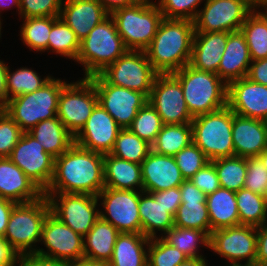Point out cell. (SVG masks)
<instances>
[{"mask_svg": "<svg viewBox=\"0 0 267 266\" xmlns=\"http://www.w3.org/2000/svg\"><path fill=\"white\" fill-rule=\"evenodd\" d=\"M105 188L104 154L75 143L54 159V174L43 193H78L97 196Z\"/></svg>", "mask_w": 267, "mask_h": 266, "instance_id": "obj_1", "label": "cell"}, {"mask_svg": "<svg viewBox=\"0 0 267 266\" xmlns=\"http://www.w3.org/2000/svg\"><path fill=\"white\" fill-rule=\"evenodd\" d=\"M194 35V21L164 18L145 50L153 68L159 74H169L189 64Z\"/></svg>", "mask_w": 267, "mask_h": 266, "instance_id": "obj_2", "label": "cell"}, {"mask_svg": "<svg viewBox=\"0 0 267 266\" xmlns=\"http://www.w3.org/2000/svg\"><path fill=\"white\" fill-rule=\"evenodd\" d=\"M171 74L180 82L193 118L227 106L228 85L217 74L195 69L189 64Z\"/></svg>", "mask_w": 267, "mask_h": 266, "instance_id": "obj_3", "label": "cell"}, {"mask_svg": "<svg viewBox=\"0 0 267 266\" xmlns=\"http://www.w3.org/2000/svg\"><path fill=\"white\" fill-rule=\"evenodd\" d=\"M117 32L127 50L145 51L152 42L164 16L155 1L139 0L134 5L113 11Z\"/></svg>", "mask_w": 267, "mask_h": 266, "instance_id": "obj_4", "label": "cell"}, {"mask_svg": "<svg viewBox=\"0 0 267 266\" xmlns=\"http://www.w3.org/2000/svg\"><path fill=\"white\" fill-rule=\"evenodd\" d=\"M126 51L115 22L109 15L80 41V50L75 62L83 66L84 78H90L100 74Z\"/></svg>", "mask_w": 267, "mask_h": 266, "instance_id": "obj_5", "label": "cell"}, {"mask_svg": "<svg viewBox=\"0 0 267 266\" xmlns=\"http://www.w3.org/2000/svg\"><path fill=\"white\" fill-rule=\"evenodd\" d=\"M66 84L52 76L40 89L16 96L2 108L23 132H28L39 122L57 116L59 95Z\"/></svg>", "mask_w": 267, "mask_h": 266, "instance_id": "obj_6", "label": "cell"}, {"mask_svg": "<svg viewBox=\"0 0 267 266\" xmlns=\"http://www.w3.org/2000/svg\"><path fill=\"white\" fill-rule=\"evenodd\" d=\"M51 212L48 198L43 195L36 201L17 203L9 216L4 239L19 255L36 253L41 240L42 226Z\"/></svg>", "mask_w": 267, "mask_h": 266, "instance_id": "obj_7", "label": "cell"}, {"mask_svg": "<svg viewBox=\"0 0 267 266\" xmlns=\"http://www.w3.org/2000/svg\"><path fill=\"white\" fill-rule=\"evenodd\" d=\"M191 124L193 143L204 152L209 161L235 156L232 139L233 111L228 106L194 117Z\"/></svg>", "mask_w": 267, "mask_h": 266, "instance_id": "obj_8", "label": "cell"}, {"mask_svg": "<svg viewBox=\"0 0 267 266\" xmlns=\"http://www.w3.org/2000/svg\"><path fill=\"white\" fill-rule=\"evenodd\" d=\"M97 104V92L89 78L67 82L59 95L57 117L75 136L85 125Z\"/></svg>", "mask_w": 267, "mask_h": 266, "instance_id": "obj_9", "label": "cell"}, {"mask_svg": "<svg viewBox=\"0 0 267 266\" xmlns=\"http://www.w3.org/2000/svg\"><path fill=\"white\" fill-rule=\"evenodd\" d=\"M159 73L153 68L145 51L127 50L100 75L110 84L139 91L149 97Z\"/></svg>", "mask_w": 267, "mask_h": 266, "instance_id": "obj_10", "label": "cell"}, {"mask_svg": "<svg viewBox=\"0 0 267 266\" xmlns=\"http://www.w3.org/2000/svg\"><path fill=\"white\" fill-rule=\"evenodd\" d=\"M51 213L74 232L84 237L100 218L97 196L78 193H43Z\"/></svg>", "mask_w": 267, "mask_h": 266, "instance_id": "obj_11", "label": "cell"}, {"mask_svg": "<svg viewBox=\"0 0 267 266\" xmlns=\"http://www.w3.org/2000/svg\"><path fill=\"white\" fill-rule=\"evenodd\" d=\"M253 0H205L195 20V32L239 31L252 12Z\"/></svg>", "mask_w": 267, "mask_h": 266, "instance_id": "obj_12", "label": "cell"}, {"mask_svg": "<svg viewBox=\"0 0 267 266\" xmlns=\"http://www.w3.org/2000/svg\"><path fill=\"white\" fill-rule=\"evenodd\" d=\"M97 199L103 207L99 211L101 219L110 222L120 233L142 234L139 191L105 187Z\"/></svg>", "mask_w": 267, "mask_h": 266, "instance_id": "obj_13", "label": "cell"}, {"mask_svg": "<svg viewBox=\"0 0 267 266\" xmlns=\"http://www.w3.org/2000/svg\"><path fill=\"white\" fill-rule=\"evenodd\" d=\"M89 79L95 86L98 103L121 128H128L138 111L148 102L144 93L110 84L100 74Z\"/></svg>", "mask_w": 267, "mask_h": 266, "instance_id": "obj_14", "label": "cell"}, {"mask_svg": "<svg viewBox=\"0 0 267 266\" xmlns=\"http://www.w3.org/2000/svg\"><path fill=\"white\" fill-rule=\"evenodd\" d=\"M209 249L229 264L255 263L257 233L255 226L238 225L211 232Z\"/></svg>", "mask_w": 267, "mask_h": 266, "instance_id": "obj_15", "label": "cell"}, {"mask_svg": "<svg viewBox=\"0 0 267 266\" xmlns=\"http://www.w3.org/2000/svg\"><path fill=\"white\" fill-rule=\"evenodd\" d=\"M40 242L47 250L39 246L36 251L38 255L68 263L84 258L83 237L62 223L51 212L43 223Z\"/></svg>", "mask_w": 267, "mask_h": 266, "instance_id": "obj_16", "label": "cell"}, {"mask_svg": "<svg viewBox=\"0 0 267 266\" xmlns=\"http://www.w3.org/2000/svg\"><path fill=\"white\" fill-rule=\"evenodd\" d=\"M43 192L54 174V157L29 132H23L9 156Z\"/></svg>", "mask_w": 267, "mask_h": 266, "instance_id": "obj_17", "label": "cell"}, {"mask_svg": "<svg viewBox=\"0 0 267 266\" xmlns=\"http://www.w3.org/2000/svg\"><path fill=\"white\" fill-rule=\"evenodd\" d=\"M164 124L191 123L180 82L171 74H158L148 97Z\"/></svg>", "mask_w": 267, "mask_h": 266, "instance_id": "obj_18", "label": "cell"}, {"mask_svg": "<svg viewBox=\"0 0 267 266\" xmlns=\"http://www.w3.org/2000/svg\"><path fill=\"white\" fill-rule=\"evenodd\" d=\"M122 128L98 103L82 129L74 136L76 145L83 149L108 154L113 150Z\"/></svg>", "mask_w": 267, "mask_h": 266, "instance_id": "obj_19", "label": "cell"}, {"mask_svg": "<svg viewBox=\"0 0 267 266\" xmlns=\"http://www.w3.org/2000/svg\"><path fill=\"white\" fill-rule=\"evenodd\" d=\"M227 106L237 115L267 118V86L244 77L228 84Z\"/></svg>", "mask_w": 267, "mask_h": 266, "instance_id": "obj_20", "label": "cell"}, {"mask_svg": "<svg viewBox=\"0 0 267 266\" xmlns=\"http://www.w3.org/2000/svg\"><path fill=\"white\" fill-rule=\"evenodd\" d=\"M143 191L158 192L179 187L185 179L174 156L160 155L150 151L141 163Z\"/></svg>", "mask_w": 267, "mask_h": 266, "instance_id": "obj_21", "label": "cell"}, {"mask_svg": "<svg viewBox=\"0 0 267 266\" xmlns=\"http://www.w3.org/2000/svg\"><path fill=\"white\" fill-rule=\"evenodd\" d=\"M110 14L97 0H65L60 18L73 30L79 41Z\"/></svg>", "mask_w": 267, "mask_h": 266, "instance_id": "obj_22", "label": "cell"}, {"mask_svg": "<svg viewBox=\"0 0 267 266\" xmlns=\"http://www.w3.org/2000/svg\"><path fill=\"white\" fill-rule=\"evenodd\" d=\"M43 191L9 157H0V197L16 203L38 200Z\"/></svg>", "mask_w": 267, "mask_h": 266, "instance_id": "obj_23", "label": "cell"}, {"mask_svg": "<svg viewBox=\"0 0 267 266\" xmlns=\"http://www.w3.org/2000/svg\"><path fill=\"white\" fill-rule=\"evenodd\" d=\"M232 139L235 156L257 157L267 147V126L263 120L233 112Z\"/></svg>", "mask_w": 267, "mask_h": 266, "instance_id": "obj_24", "label": "cell"}, {"mask_svg": "<svg viewBox=\"0 0 267 266\" xmlns=\"http://www.w3.org/2000/svg\"><path fill=\"white\" fill-rule=\"evenodd\" d=\"M251 62L249 48L242 32H229L218 68L219 78L228 85L232 81L247 77Z\"/></svg>", "mask_w": 267, "mask_h": 266, "instance_id": "obj_25", "label": "cell"}, {"mask_svg": "<svg viewBox=\"0 0 267 266\" xmlns=\"http://www.w3.org/2000/svg\"><path fill=\"white\" fill-rule=\"evenodd\" d=\"M228 32H195L189 65L217 74Z\"/></svg>", "mask_w": 267, "mask_h": 266, "instance_id": "obj_26", "label": "cell"}, {"mask_svg": "<svg viewBox=\"0 0 267 266\" xmlns=\"http://www.w3.org/2000/svg\"><path fill=\"white\" fill-rule=\"evenodd\" d=\"M104 183L117 190L143 191L141 164L104 154Z\"/></svg>", "mask_w": 267, "mask_h": 266, "instance_id": "obj_27", "label": "cell"}, {"mask_svg": "<svg viewBox=\"0 0 267 266\" xmlns=\"http://www.w3.org/2000/svg\"><path fill=\"white\" fill-rule=\"evenodd\" d=\"M138 208L142 234L145 237L157 238L158 231L162 232L159 237H163L174 227V216L167 211V208L160 201H156L151 193L139 191Z\"/></svg>", "mask_w": 267, "mask_h": 266, "instance_id": "obj_28", "label": "cell"}, {"mask_svg": "<svg viewBox=\"0 0 267 266\" xmlns=\"http://www.w3.org/2000/svg\"><path fill=\"white\" fill-rule=\"evenodd\" d=\"M120 232L110 223L99 218L83 237L84 258L108 263Z\"/></svg>", "mask_w": 267, "mask_h": 266, "instance_id": "obj_29", "label": "cell"}, {"mask_svg": "<svg viewBox=\"0 0 267 266\" xmlns=\"http://www.w3.org/2000/svg\"><path fill=\"white\" fill-rule=\"evenodd\" d=\"M206 204L211 232L240 225L236 192L220 187L207 195Z\"/></svg>", "mask_w": 267, "mask_h": 266, "instance_id": "obj_30", "label": "cell"}, {"mask_svg": "<svg viewBox=\"0 0 267 266\" xmlns=\"http://www.w3.org/2000/svg\"><path fill=\"white\" fill-rule=\"evenodd\" d=\"M28 132L54 158L66 152L75 143L74 136L57 116L39 122Z\"/></svg>", "mask_w": 267, "mask_h": 266, "instance_id": "obj_31", "label": "cell"}, {"mask_svg": "<svg viewBox=\"0 0 267 266\" xmlns=\"http://www.w3.org/2000/svg\"><path fill=\"white\" fill-rule=\"evenodd\" d=\"M149 240L143 234L120 233L108 266H147Z\"/></svg>", "mask_w": 267, "mask_h": 266, "instance_id": "obj_32", "label": "cell"}, {"mask_svg": "<svg viewBox=\"0 0 267 266\" xmlns=\"http://www.w3.org/2000/svg\"><path fill=\"white\" fill-rule=\"evenodd\" d=\"M193 142L192 124H164L151 150L160 155L175 156Z\"/></svg>", "mask_w": 267, "mask_h": 266, "instance_id": "obj_33", "label": "cell"}, {"mask_svg": "<svg viewBox=\"0 0 267 266\" xmlns=\"http://www.w3.org/2000/svg\"><path fill=\"white\" fill-rule=\"evenodd\" d=\"M167 243L186 254L188 258L205 257L199 248H209L210 237L198 229L172 227L163 237Z\"/></svg>", "mask_w": 267, "mask_h": 266, "instance_id": "obj_34", "label": "cell"}, {"mask_svg": "<svg viewBox=\"0 0 267 266\" xmlns=\"http://www.w3.org/2000/svg\"><path fill=\"white\" fill-rule=\"evenodd\" d=\"M240 225L261 226L267 223V205L264 195L242 188L236 192Z\"/></svg>", "mask_w": 267, "mask_h": 266, "instance_id": "obj_35", "label": "cell"}, {"mask_svg": "<svg viewBox=\"0 0 267 266\" xmlns=\"http://www.w3.org/2000/svg\"><path fill=\"white\" fill-rule=\"evenodd\" d=\"M59 17H35L22 19L21 40L31 49L42 54L48 52V38L53 23Z\"/></svg>", "mask_w": 267, "mask_h": 266, "instance_id": "obj_36", "label": "cell"}, {"mask_svg": "<svg viewBox=\"0 0 267 266\" xmlns=\"http://www.w3.org/2000/svg\"><path fill=\"white\" fill-rule=\"evenodd\" d=\"M212 162L222 188L237 192L244 187L247 174V158L233 156L218 158L212 160Z\"/></svg>", "mask_w": 267, "mask_h": 266, "instance_id": "obj_37", "label": "cell"}, {"mask_svg": "<svg viewBox=\"0 0 267 266\" xmlns=\"http://www.w3.org/2000/svg\"><path fill=\"white\" fill-rule=\"evenodd\" d=\"M151 151V145L139 138L129 128L118 133L111 155L136 164H141Z\"/></svg>", "mask_w": 267, "mask_h": 266, "instance_id": "obj_38", "label": "cell"}, {"mask_svg": "<svg viewBox=\"0 0 267 266\" xmlns=\"http://www.w3.org/2000/svg\"><path fill=\"white\" fill-rule=\"evenodd\" d=\"M59 54L74 62L80 50V41L73 30L59 17L52 25L48 38V52Z\"/></svg>", "mask_w": 267, "mask_h": 266, "instance_id": "obj_39", "label": "cell"}, {"mask_svg": "<svg viewBox=\"0 0 267 266\" xmlns=\"http://www.w3.org/2000/svg\"><path fill=\"white\" fill-rule=\"evenodd\" d=\"M10 70L8 66L6 78L7 102L16 96L32 93L40 89L52 77L47 75L42 79L39 73L27 67L17 68L13 72Z\"/></svg>", "mask_w": 267, "mask_h": 266, "instance_id": "obj_40", "label": "cell"}, {"mask_svg": "<svg viewBox=\"0 0 267 266\" xmlns=\"http://www.w3.org/2000/svg\"><path fill=\"white\" fill-rule=\"evenodd\" d=\"M240 31L245 37L252 61L267 58V28L253 11L247 16Z\"/></svg>", "mask_w": 267, "mask_h": 266, "instance_id": "obj_41", "label": "cell"}, {"mask_svg": "<svg viewBox=\"0 0 267 266\" xmlns=\"http://www.w3.org/2000/svg\"><path fill=\"white\" fill-rule=\"evenodd\" d=\"M174 226L198 229L210 237L211 226L207 204L181 202L174 216Z\"/></svg>", "mask_w": 267, "mask_h": 266, "instance_id": "obj_42", "label": "cell"}, {"mask_svg": "<svg viewBox=\"0 0 267 266\" xmlns=\"http://www.w3.org/2000/svg\"><path fill=\"white\" fill-rule=\"evenodd\" d=\"M164 123L156 109L147 102L137 113L132 124L128 127L139 138L144 139L150 145L162 129Z\"/></svg>", "mask_w": 267, "mask_h": 266, "instance_id": "obj_43", "label": "cell"}, {"mask_svg": "<svg viewBox=\"0 0 267 266\" xmlns=\"http://www.w3.org/2000/svg\"><path fill=\"white\" fill-rule=\"evenodd\" d=\"M188 256L174 248L162 237L149 240L147 266H178Z\"/></svg>", "mask_w": 267, "mask_h": 266, "instance_id": "obj_44", "label": "cell"}, {"mask_svg": "<svg viewBox=\"0 0 267 266\" xmlns=\"http://www.w3.org/2000/svg\"><path fill=\"white\" fill-rule=\"evenodd\" d=\"M175 162L185 180L193 177L209 160L193 142L174 156Z\"/></svg>", "mask_w": 267, "mask_h": 266, "instance_id": "obj_45", "label": "cell"}, {"mask_svg": "<svg viewBox=\"0 0 267 266\" xmlns=\"http://www.w3.org/2000/svg\"><path fill=\"white\" fill-rule=\"evenodd\" d=\"M205 0H158L155 2L167 19H188L194 21ZM199 9V10H198Z\"/></svg>", "mask_w": 267, "mask_h": 266, "instance_id": "obj_46", "label": "cell"}, {"mask_svg": "<svg viewBox=\"0 0 267 266\" xmlns=\"http://www.w3.org/2000/svg\"><path fill=\"white\" fill-rule=\"evenodd\" d=\"M64 0H20V19L59 17Z\"/></svg>", "mask_w": 267, "mask_h": 266, "instance_id": "obj_47", "label": "cell"}, {"mask_svg": "<svg viewBox=\"0 0 267 266\" xmlns=\"http://www.w3.org/2000/svg\"><path fill=\"white\" fill-rule=\"evenodd\" d=\"M23 131L18 124L0 108V157H9Z\"/></svg>", "mask_w": 267, "mask_h": 266, "instance_id": "obj_48", "label": "cell"}, {"mask_svg": "<svg viewBox=\"0 0 267 266\" xmlns=\"http://www.w3.org/2000/svg\"><path fill=\"white\" fill-rule=\"evenodd\" d=\"M267 185V169L258 157H247V174L244 187L256 194L264 195Z\"/></svg>", "mask_w": 267, "mask_h": 266, "instance_id": "obj_49", "label": "cell"}, {"mask_svg": "<svg viewBox=\"0 0 267 266\" xmlns=\"http://www.w3.org/2000/svg\"><path fill=\"white\" fill-rule=\"evenodd\" d=\"M206 195L220 188L219 178L212 161L204 165L193 177L189 179Z\"/></svg>", "mask_w": 267, "mask_h": 266, "instance_id": "obj_50", "label": "cell"}, {"mask_svg": "<svg viewBox=\"0 0 267 266\" xmlns=\"http://www.w3.org/2000/svg\"><path fill=\"white\" fill-rule=\"evenodd\" d=\"M156 201L167 208V211L175 216L178 207L181 205L180 187L170 188L158 192H151Z\"/></svg>", "mask_w": 267, "mask_h": 266, "instance_id": "obj_51", "label": "cell"}, {"mask_svg": "<svg viewBox=\"0 0 267 266\" xmlns=\"http://www.w3.org/2000/svg\"><path fill=\"white\" fill-rule=\"evenodd\" d=\"M19 263V264H18ZM18 266H68L69 263L38 255L36 253L19 254L16 265Z\"/></svg>", "mask_w": 267, "mask_h": 266, "instance_id": "obj_52", "label": "cell"}, {"mask_svg": "<svg viewBox=\"0 0 267 266\" xmlns=\"http://www.w3.org/2000/svg\"><path fill=\"white\" fill-rule=\"evenodd\" d=\"M181 202L206 203L207 195L190 180H185L180 186Z\"/></svg>", "mask_w": 267, "mask_h": 266, "instance_id": "obj_53", "label": "cell"}, {"mask_svg": "<svg viewBox=\"0 0 267 266\" xmlns=\"http://www.w3.org/2000/svg\"><path fill=\"white\" fill-rule=\"evenodd\" d=\"M257 255L255 263L258 266H267V223L256 227Z\"/></svg>", "mask_w": 267, "mask_h": 266, "instance_id": "obj_54", "label": "cell"}, {"mask_svg": "<svg viewBox=\"0 0 267 266\" xmlns=\"http://www.w3.org/2000/svg\"><path fill=\"white\" fill-rule=\"evenodd\" d=\"M247 78L252 82L267 86V58L252 61Z\"/></svg>", "mask_w": 267, "mask_h": 266, "instance_id": "obj_55", "label": "cell"}, {"mask_svg": "<svg viewBox=\"0 0 267 266\" xmlns=\"http://www.w3.org/2000/svg\"><path fill=\"white\" fill-rule=\"evenodd\" d=\"M17 203L0 197V237L4 238L8 220L13 207Z\"/></svg>", "mask_w": 267, "mask_h": 266, "instance_id": "obj_56", "label": "cell"}, {"mask_svg": "<svg viewBox=\"0 0 267 266\" xmlns=\"http://www.w3.org/2000/svg\"><path fill=\"white\" fill-rule=\"evenodd\" d=\"M18 254L0 237V266H16Z\"/></svg>", "mask_w": 267, "mask_h": 266, "instance_id": "obj_57", "label": "cell"}, {"mask_svg": "<svg viewBox=\"0 0 267 266\" xmlns=\"http://www.w3.org/2000/svg\"><path fill=\"white\" fill-rule=\"evenodd\" d=\"M7 68L8 64L0 60V108L7 103Z\"/></svg>", "mask_w": 267, "mask_h": 266, "instance_id": "obj_58", "label": "cell"}, {"mask_svg": "<svg viewBox=\"0 0 267 266\" xmlns=\"http://www.w3.org/2000/svg\"><path fill=\"white\" fill-rule=\"evenodd\" d=\"M101 5L104 6L105 10L111 14L113 11L134 5L139 0H97Z\"/></svg>", "mask_w": 267, "mask_h": 266, "instance_id": "obj_59", "label": "cell"}, {"mask_svg": "<svg viewBox=\"0 0 267 266\" xmlns=\"http://www.w3.org/2000/svg\"><path fill=\"white\" fill-rule=\"evenodd\" d=\"M260 7L261 9H259ZM252 11L263 21L267 28V1H254Z\"/></svg>", "mask_w": 267, "mask_h": 266, "instance_id": "obj_60", "label": "cell"}, {"mask_svg": "<svg viewBox=\"0 0 267 266\" xmlns=\"http://www.w3.org/2000/svg\"><path fill=\"white\" fill-rule=\"evenodd\" d=\"M208 260L205 257L188 258L186 261L180 263L178 266H208Z\"/></svg>", "mask_w": 267, "mask_h": 266, "instance_id": "obj_61", "label": "cell"}, {"mask_svg": "<svg viewBox=\"0 0 267 266\" xmlns=\"http://www.w3.org/2000/svg\"><path fill=\"white\" fill-rule=\"evenodd\" d=\"M68 266H108L106 262L91 261L88 259H80L77 262L69 263Z\"/></svg>", "mask_w": 267, "mask_h": 266, "instance_id": "obj_62", "label": "cell"}, {"mask_svg": "<svg viewBox=\"0 0 267 266\" xmlns=\"http://www.w3.org/2000/svg\"><path fill=\"white\" fill-rule=\"evenodd\" d=\"M16 7L17 11H18V15H19V11H20V0H0V16H1V12L5 10H7L8 8L12 7Z\"/></svg>", "mask_w": 267, "mask_h": 266, "instance_id": "obj_63", "label": "cell"}, {"mask_svg": "<svg viewBox=\"0 0 267 266\" xmlns=\"http://www.w3.org/2000/svg\"><path fill=\"white\" fill-rule=\"evenodd\" d=\"M257 157L263 162L267 169V147Z\"/></svg>", "mask_w": 267, "mask_h": 266, "instance_id": "obj_64", "label": "cell"}, {"mask_svg": "<svg viewBox=\"0 0 267 266\" xmlns=\"http://www.w3.org/2000/svg\"><path fill=\"white\" fill-rule=\"evenodd\" d=\"M227 266H258L256 263H238V264H228Z\"/></svg>", "mask_w": 267, "mask_h": 266, "instance_id": "obj_65", "label": "cell"}, {"mask_svg": "<svg viewBox=\"0 0 267 266\" xmlns=\"http://www.w3.org/2000/svg\"><path fill=\"white\" fill-rule=\"evenodd\" d=\"M264 198H265L266 205H267V185H266V189H265V192H264Z\"/></svg>", "mask_w": 267, "mask_h": 266, "instance_id": "obj_66", "label": "cell"}, {"mask_svg": "<svg viewBox=\"0 0 267 266\" xmlns=\"http://www.w3.org/2000/svg\"><path fill=\"white\" fill-rule=\"evenodd\" d=\"M1 21H2V19H1V16H0V38H1V35H2V34H1V33H2V32H1V29H2V26H1V25H2V22H1Z\"/></svg>", "mask_w": 267, "mask_h": 266, "instance_id": "obj_67", "label": "cell"}, {"mask_svg": "<svg viewBox=\"0 0 267 266\" xmlns=\"http://www.w3.org/2000/svg\"><path fill=\"white\" fill-rule=\"evenodd\" d=\"M264 122H265V125L267 126V118L264 120Z\"/></svg>", "mask_w": 267, "mask_h": 266, "instance_id": "obj_68", "label": "cell"}]
</instances>
